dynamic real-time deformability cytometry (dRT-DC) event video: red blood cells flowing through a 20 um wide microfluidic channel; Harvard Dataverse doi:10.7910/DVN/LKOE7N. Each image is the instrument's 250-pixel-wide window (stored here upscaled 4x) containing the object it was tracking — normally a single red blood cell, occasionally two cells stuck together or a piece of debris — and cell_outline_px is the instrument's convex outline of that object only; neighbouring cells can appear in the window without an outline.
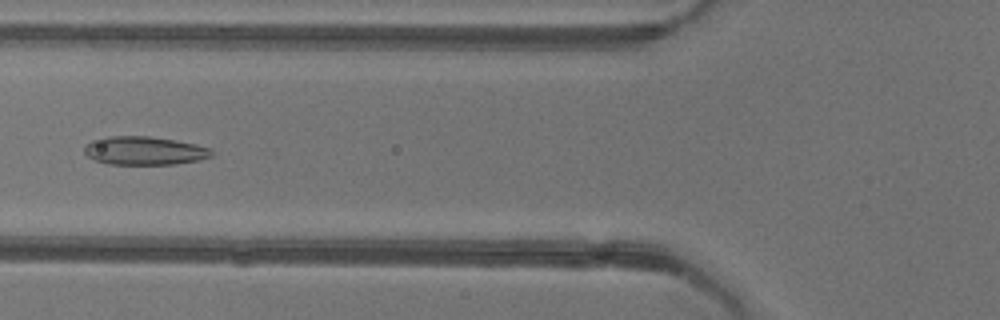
{"species": "common noctule bat (a hibernating species)", "species_latin": "Nyctalus noctula", "temperature_condition": "warm", "stored_images_in_passage": 39, "camera_frame_rate_fps": 3000, "um_per_image_px": 0.085, "animal": {"sex": "female"}, "frame": {"image": 1, "passage_image": 7, "time_ms": 2.0, "image_size_px": [1000, 320], "cell_outline_px": [[212, 156], [200, 160], [172, 164], [108, 164], [96, 160], [88, 156], [84, 152], [84, 148], [92, 140], [108, 136], [148, 136], [176, 140], [196, 144], [212, 148]], "centroid_in_image_um": [12.3, 12.8], "position_along_channel_um": 113.5, "area_um2": 21.04}}
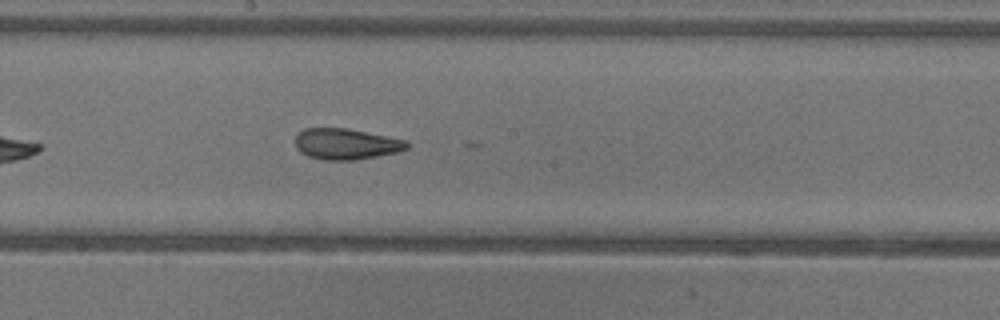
{"frame": {"image": 2, "passage_image": 15, "time_ms": 4.667, "image_size_px": [1000, 320], "cell_outline_px": [[408, 148], [396, 152], [376, 156], [352, 160], [324, 160], [308, 156], [300, 152], [296, 148], [296, 136], [304, 128], [344, 128], [408, 140]], "centroid_in_image_um": [29.4, 12.24], "position_along_channel_um": 218.8, "area_um2": 19.94}}
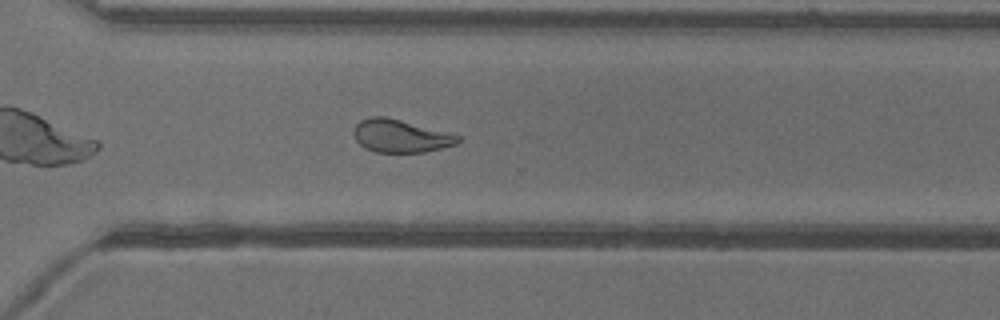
{"frame": {"image": 3, "passage_image": 24, "time_ms": 7.667, "image_size_px": [1000, 320], "cell_outline_px": [[460, 140], [456, 144], [424, 152], [376, 152], [364, 148], [356, 140], [352, 132], [356, 124], [360, 120], [368, 116], [384, 116], [452, 132], [460, 136]], "centroid_in_image_um": [34.04, 11.54], "position_along_channel_um": 336.6, "area_um2": 20.17}, "authors_computed_cell_mechanics": {"area_um2": 21.0392, "velocity_mm_per_s": 3.9452, "shape_relaxation_time_tau1_ms": null, "shape_relaxation_time_tau2_ms": 2.0978, "deformation_change_tau1": null, "deformation_change_tau2": 0.0987}}